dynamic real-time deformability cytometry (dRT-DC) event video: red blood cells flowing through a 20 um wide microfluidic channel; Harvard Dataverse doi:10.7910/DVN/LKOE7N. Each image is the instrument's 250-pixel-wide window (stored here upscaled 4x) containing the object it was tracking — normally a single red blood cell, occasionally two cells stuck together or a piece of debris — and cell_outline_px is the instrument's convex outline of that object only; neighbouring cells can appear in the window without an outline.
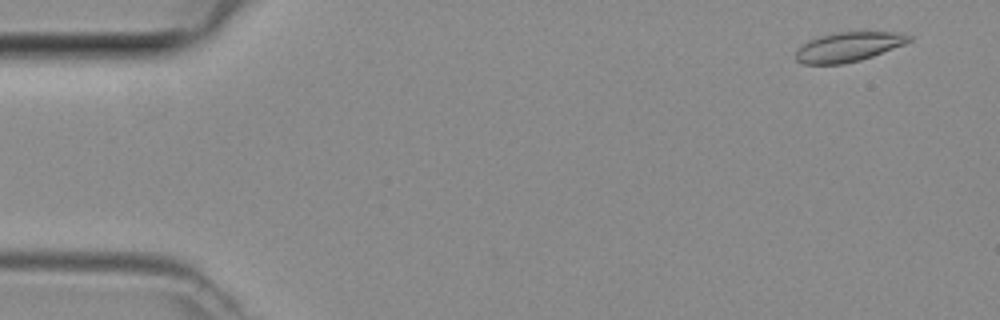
{"species": "common noctule bat (a hibernating species)", "species_latin": "Nyctalus noctula", "temperature_condition": "room temperature", "stored_images_in_passage": 47, "camera_frame_rate_fps": 3000, "um_per_image_px": 0.085, "animal": {"sex": "female", "body_mass_g": 29.2, "forearm_length_mm": 56.3}, "frame": {"image": 1, "passage_image": 3, "time_ms": 0.667, "image_size_px": [1000, 320], "cell_outline_px": [[912, 40], [904, 44], [872, 56], [860, 60], [840, 64], [804, 64], [796, 60], [796, 52], [808, 40], [820, 36], [836, 32], [896, 32], [912, 36]], "centroid_in_image_um": [72.12, 3.98], "position_along_channel_um": 12.9, "area_um2": 19.19}}
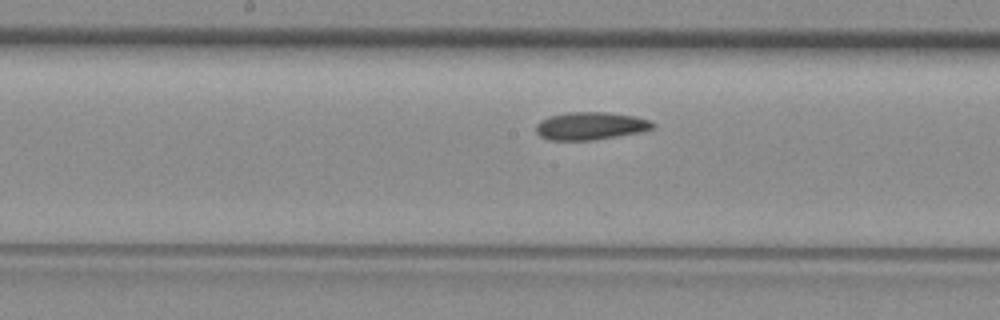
{"frame": {"image": 2, "passage_image": 24, "time_ms": 7.667, "image_size_px": [1000, 320], "cell_outline_px": [[656, 128], [640, 132], [592, 140], [552, 140], [540, 136], [536, 132], [536, 124], [540, 120], [548, 116], [564, 112], [604, 112], [632, 116], [648, 120], [656, 124]], "centroid_in_image_um": [50.16, 10.7], "position_along_channel_um": 198.0, "area_um2": 18.84}}
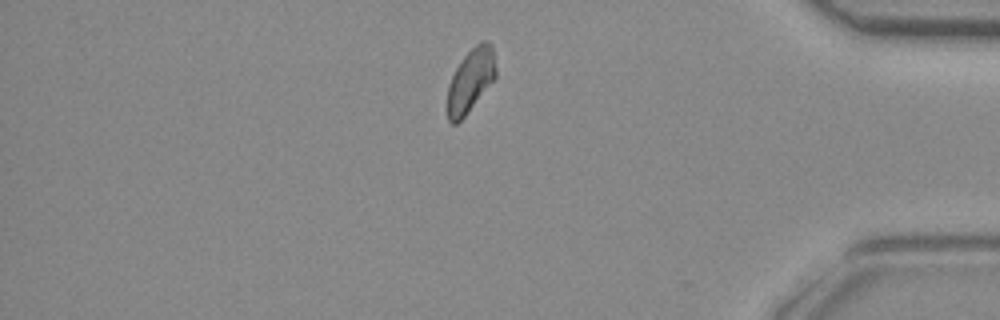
{"frame": {"image": 3, "passage_image": 40, "time_ms": 13.0, "image_size_px": [1000, 320], "cell_outline_px": [[496, 76], [464, 116], [456, 124], [452, 124], [448, 120], [448, 84], [456, 68], [464, 56], [480, 40], [488, 40], [492, 44], [496, 68]], "centroid_in_image_um": [40.01, 6.79], "position_along_channel_um": 395.2, "area_um2": 17.57}}